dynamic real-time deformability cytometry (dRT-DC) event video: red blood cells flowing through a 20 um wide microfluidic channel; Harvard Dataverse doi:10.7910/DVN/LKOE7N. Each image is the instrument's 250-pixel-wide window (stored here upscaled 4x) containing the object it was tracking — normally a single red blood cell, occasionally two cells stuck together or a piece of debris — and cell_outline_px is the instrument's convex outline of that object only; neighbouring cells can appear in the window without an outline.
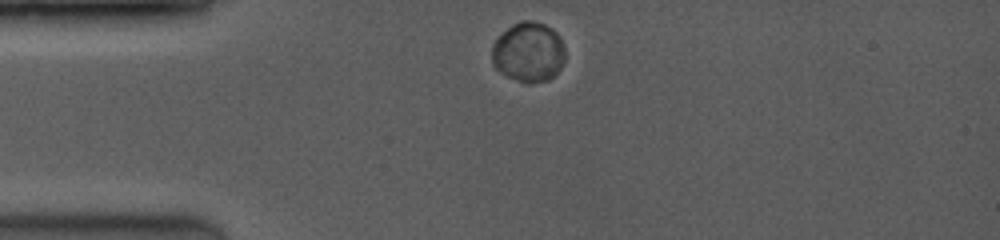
{"species": "common noctule bat (a hibernating species)", "species_latin": "Nyctalus noctula", "temperature_condition": "room temperature", "stored_images_in_passage": 48, "camera_frame_rate_fps": 3500, "um_per_image_px": 0.085, "animal": {"sex": "female", "body_mass_g": 19.0, "forearm_length_mm": 53.3}, "frame": {"image": 1, "passage_image": 2, "time_ms": 0.286, "image_size_px": [1000, 240], "cell_outline_px": [[564, 60], [560, 68], [548, 80], [532, 84], [528, 84], [516, 80], [500, 72], [492, 64], [492, 44], [512, 24], [520, 20], [532, 20], [544, 24], [552, 28], [556, 32], [564, 48]], "centroid_in_image_um": [44.91, 4.43], "position_along_channel_um": 40.1, "area_um2": 25.49}}
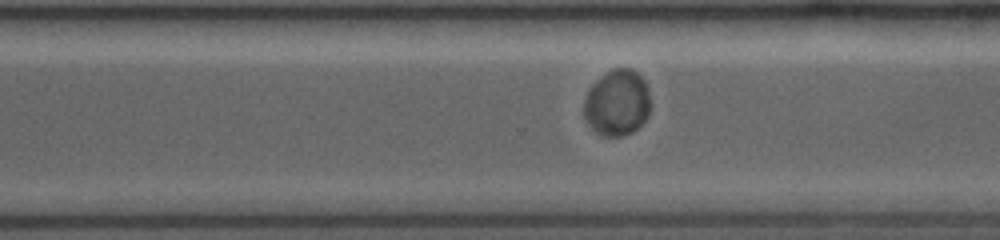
{"frame": {"image": 2, "passage_image": 32, "time_ms": 8.0, "image_size_px": [1000, 240], "cell_outline_px": [[648, 116], [632, 132], [624, 136], [600, 136], [588, 124], [584, 116], [584, 100], [588, 88], [596, 80], [612, 68], [632, 68], [644, 80], [648, 88]], "centroid_in_image_um": [52.42, 8.73], "position_along_channel_um": 318.2, "area_um2": 25.61}}
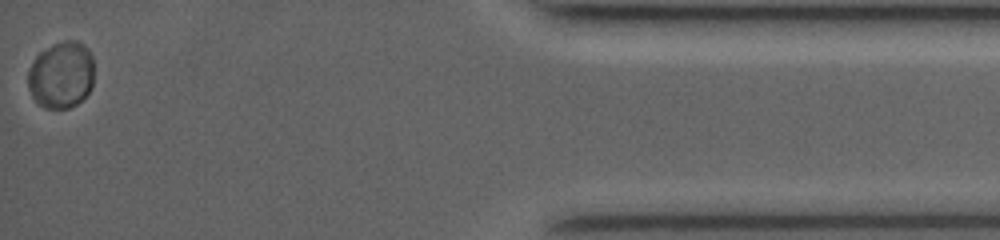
{"frame": {"image": 3, "passage_image": 48, "time_ms": 12.286, "image_size_px": [1000, 240], "cell_outline_px": [[92, 88], [76, 104], [68, 108], [44, 108], [32, 96], [28, 88], [28, 68], [36, 56], [40, 52], [52, 44], [64, 40], [76, 40], [88, 48], [92, 56]], "centroid_in_image_um": [5.19, 6.35], "position_along_channel_um": 430.0, "area_um2": 25.72}, "authors_computed_cell_mechanics": {"area_um2": 26.1256, "velocity_mm_per_s": 3.9587, "shape_relaxation_time_tau1_ms": 1.0563, "shape_relaxation_time_tau2_ms": null, "deformation_change_tau1": 0.0104, "deformation_change_tau2": null}}